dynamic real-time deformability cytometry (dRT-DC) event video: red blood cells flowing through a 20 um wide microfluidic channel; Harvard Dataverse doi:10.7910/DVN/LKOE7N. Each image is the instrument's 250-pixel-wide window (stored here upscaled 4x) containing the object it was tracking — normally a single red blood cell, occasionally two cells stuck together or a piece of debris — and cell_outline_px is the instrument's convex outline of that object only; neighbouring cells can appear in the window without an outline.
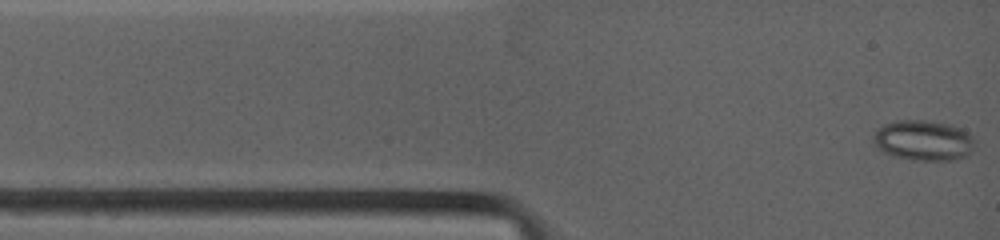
{"species": "common noctule bat (a hibernating species)", "species_latin": "Nyctalus noctula", "temperature_condition": "warm", "stored_images_in_passage": 9, "camera_frame_rate_fps": 4500, "um_per_image_px": 0.085, "animal": {"sex": "female", "body_mass_g": 19.0, "forearm_length_mm": 53.3}, "frame": {"image": 1, "passage_image": 1, "time_ms": 0.0, "image_size_px": [1000, 240], "cell_outline_px": [[976, 140], [972, 152], [964, 156], [952, 160], [912, 160], [892, 156], [876, 148], [872, 140], [872, 136], [876, 128], [884, 124], [896, 120], [924, 120], [952, 124], [968, 132]], "centroid_in_image_um": [78.47, 11.93], "position_along_channel_um": 6.5, "area_um2": 24.33}}